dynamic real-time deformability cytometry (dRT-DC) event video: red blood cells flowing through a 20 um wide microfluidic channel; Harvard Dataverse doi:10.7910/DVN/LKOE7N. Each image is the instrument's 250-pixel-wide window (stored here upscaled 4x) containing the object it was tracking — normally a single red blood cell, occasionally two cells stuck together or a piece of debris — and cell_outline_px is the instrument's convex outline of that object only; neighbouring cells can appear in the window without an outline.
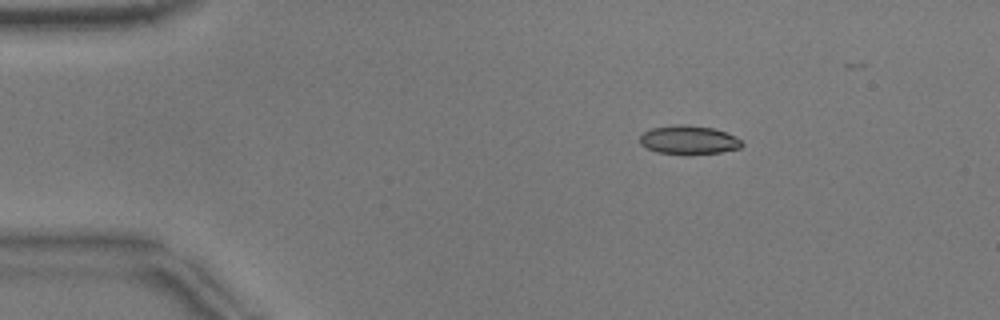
{"species": "common noctule bat (a hibernating species)", "species_latin": "Nyctalus noctula", "temperature_condition": "warm", "stored_images_in_passage": 42, "camera_frame_rate_fps": 3000, "um_per_image_px": 0.085, "animal": {"sex": "male", "body_mass_g": 17.9}, "frame": {"image": 1, "passage_image": 1, "time_ms": 0.0, "image_size_px": [1000, 320], "cell_outline_px": [[744, 144], [740, 148], [720, 152], [656, 152], [640, 144], [640, 136], [644, 132], [652, 128], [676, 124], [684, 124], [716, 128], [736, 136]], "centroid_in_image_um": [58.56, 11.84], "position_along_channel_um": 26.4, "area_um2": 16.59}}
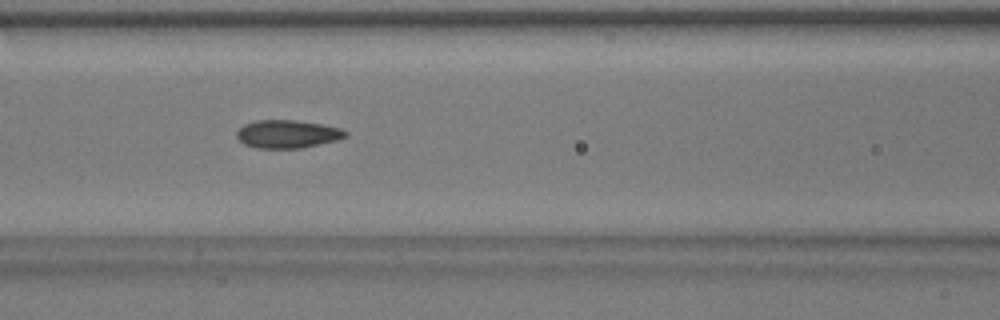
{"frame": {"image": 2, "passage_image": 15, "time_ms": 4.667, "image_size_px": [1000, 320], "cell_outline_px": [[348, 136], [340, 140], [300, 148], [256, 148], [244, 144], [236, 136], [236, 132], [244, 124], [256, 120], [292, 120], [320, 124], [340, 128], [348, 132]], "centroid_in_image_um": [24.45, 11.4], "position_along_channel_um": 142.2, "area_um2": 17.8}}
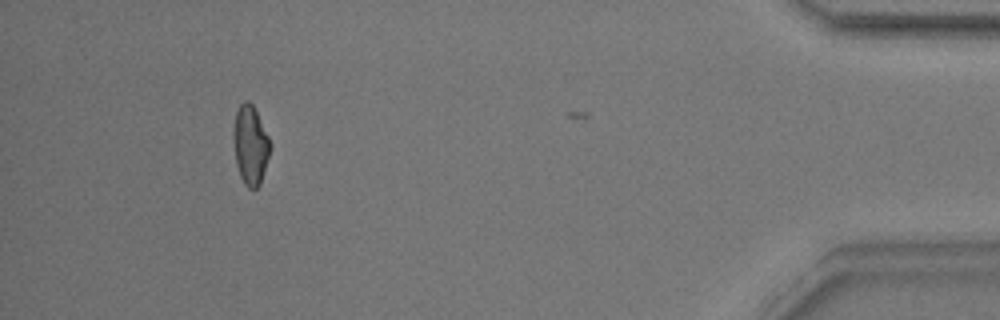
{"frame": {"image": 3, "passage_image": 41, "time_ms": 13.333, "image_size_px": [1000, 320], "cell_outline_px": [[272, 144], [260, 184], [256, 188], [248, 188], [244, 184], [240, 176], [236, 164], [232, 136], [232, 132], [236, 112], [240, 104], [244, 100], [248, 100], [252, 104]], "centroid_in_image_um": [21.26, 12.32], "position_along_channel_um": 413.9, "area_um2": 16.94}, "authors_computed_cell_mechanics": {"area_um2": 17.3978, "velocity_mm_per_s": 3.859, "shape_relaxation_time_tau1_ms": null, "shape_relaxation_time_tau2_ms": 1.4168, "deformation_change_tau1": null, "deformation_change_tau2": 0.075}}